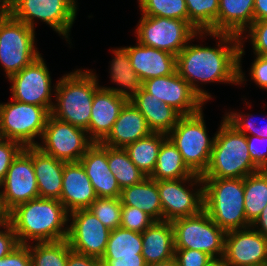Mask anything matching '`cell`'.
<instances>
[{"label": "cell", "instance_id": "f1b7e54d", "mask_svg": "<svg viewBox=\"0 0 267 266\" xmlns=\"http://www.w3.org/2000/svg\"><path fill=\"white\" fill-rule=\"evenodd\" d=\"M122 205L139 208L154 221H163V209L157 181L146 177L142 182L121 190Z\"/></svg>", "mask_w": 267, "mask_h": 266}, {"label": "cell", "instance_id": "484cf974", "mask_svg": "<svg viewBox=\"0 0 267 266\" xmlns=\"http://www.w3.org/2000/svg\"><path fill=\"white\" fill-rule=\"evenodd\" d=\"M142 234V256L146 264L174 258V231L170 221H154Z\"/></svg>", "mask_w": 267, "mask_h": 266}, {"label": "cell", "instance_id": "6da1fadb", "mask_svg": "<svg viewBox=\"0 0 267 266\" xmlns=\"http://www.w3.org/2000/svg\"><path fill=\"white\" fill-rule=\"evenodd\" d=\"M206 36L216 39V47L192 44L194 39L204 42ZM190 42L176 56V71L206 103L213 99L211 93L203 89V84L239 85V36L198 32Z\"/></svg>", "mask_w": 267, "mask_h": 266}, {"label": "cell", "instance_id": "30bf717a", "mask_svg": "<svg viewBox=\"0 0 267 266\" xmlns=\"http://www.w3.org/2000/svg\"><path fill=\"white\" fill-rule=\"evenodd\" d=\"M175 249L203 251L212 258L224 256L226 232L202 210L199 214L171 221Z\"/></svg>", "mask_w": 267, "mask_h": 266}, {"label": "cell", "instance_id": "52a82bcc", "mask_svg": "<svg viewBox=\"0 0 267 266\" xmlns=\"http://www.w3.org/2000/svg\"><path fill=\"white\" fill-rule=\"evenodd\" d=\"M77 0H12L10 15L35 30L40 20L72 45L70 33L77 19Z\"/></svg>", "mask_w": 267, "mask_h": 266}, {"label": "cell", "instance_id": "5bb4252c", "mask_svg": "<svg viewBox=\"0 0 267 266\" xmlns=\"http://www.w3.org/2000/svg\"><path fill=\"white\" fill-rule=\"evenodd\" d=\"M44 60L40 55L20 72L10 76L8 81L13 100L44 107L50 113L56 84L52 86L51 74Z\"/></svg>", "mask_w": 267, "mask_h": 266}, {"label": "cell", "instance_id": "44dd1931", "mask_svg": "<svg viewBox=\"0 0 267 266\" xmlns=\"http://www.w3.org/2000/svg\"><path fill=\"white\" fill-rule=\"evenodd\" d=\"M98 197L80 162H65L62 178V192L59 201L70 214L88 209Z\"/></svg>", "mask_w": 267, "mask_h": 266}, {"label": "cell", "instance_id": "db71d44e", "mask_svg": "<svg viewBox=\"0 0 267 266\" xmlns=\"http://www.w3.org/2000/svg\"><path fill=\"white\" fill-rule=\"evenodd\" d=\"M206 266H229L223 257L213 258Z\"/></svg>", "mask_w": 267, "mask_h": 266}, {"label": "cell", "instance_id": "7a4b0ae2", "mask_svg": "<svg viewBox=\"0 0 267 266\" xmlns=\"http://www.w3.org/2000/svg\"><path fill=\"white\" fill-rule=\"evenodd\" d=\"M19 244L67 239L69 213L58 199L35 198L7 214Z\"/></svg>", "mask_w": 267, "mask_h": 266}, {"label": "cell", "instance_id": "b9f144b4", "mask_svg": "<svg viewBox=\"0 0 267 266\" xmlns=\"http://www.w3.org/2000/svg\"><path fill=\"white\" fill-rule=\"evenodd\" d=\"M23 149L16 141L0 138V184L4 181L13 160Z\"/></svg>", "mask_w": 267, "mask_h": 266}, {"label": "cell", "instance_id": "681fc988", "mask_svg": "<svg viewBox=\"0 0 267 266\" xmlns=\"http://www.w3.org/2000/svg\"><path fill=\"white\" fill-rule=\"evenodd\" d=\"M103 266H147L144 257H116V260H101Z\"/></svg>", "mask_w": 267, "mask_h": 266}, {"label": "cell", "instance_id": "4dcf8cb0", "mask_svg": "<svg viewBox=\"0 0 267 266\" xmlns=\"http://www.w3.org/2000/svg\"><path fill=\"white\" fill-rule=\"evenodd\" d=\"M167 134L152 132L148 136L128 144L124 149L128 152L131 161L147 176L154 171L157 157Z\"/></svg>", "mask_w": 267, "mask_h": 266}, {"label": "cell", "instance_id": "e575fe53", "mask_svg": "<svg viewBox=\"0 0 267 266\" xmlns=\"http://www.w3.org/2000/svg\"><path fill=\"white\" fill-rule=\"evenodd\" d=\"M31 266H67L72 251L67 239L29 244Z\"/></svg>", "mask_w": 267, "mask_h": 266}, {"label": "cell", "instance_id": "11a10c76", "mask_svg": "<svg viewBox=\"0 0 267 266\" xmlns=\"http://www.w3.org/2000/svg\"><path fill=\"white\" fill-rule=\"evenodd\" d=\"M147 266H177V265H176L175 259L173 258V259H170L164 262L151 263V264H148Z\"/></svg>", "mask_w": 267, "mask_h": 266}, {"label": "cell", "instance_id": "5b68a950", "mask_svg": "<svg viewBox=\"0 0 267 266\" xmlns=\"http://www.w3.org/2000/svg\"><path fill=\"white\" fill-rule=\"evenodd\" d=\"M204 211L225 232L251 227L244 209V178H202Z\"/></svg>", "mask_w": 267, "mask_h": 266}, {"label": "cell", "instance_id": "ffe728a7", "mask_svg": "<svg viewBox=\"0 0 267 266\" xmlns=\"http://www.w3.org/2000/svg\"><path fill=\"white\" fill-rule=\"evenodd\" d=\"M128 99L100 87L93 96L91 118L86 130L93 142H102L111 132Z\"/></svg>", "mask_w": 267, "mask_h": 266}, {"label": "cell", "instance_id": "ac0fdd59", "mask_svg": "<svg viewBox=\"0 0 267 266\" xmlns=\"http://www.w3.org/2000/svg\"><path fill=\"white\" fill-rule=\"evenodd\" d=\"M223 258L229 266L267 264V237L252 227L227 231Z\"/></svg>", "mask_w": 267, "mask_h": 266}, {"label": "cell", "instance_id": "f6af8a7d", "mask_svg": "<svg viewBox=\"0 0 267 266\" xmlns=\"http://www.w3.org/2000/svg\"><path fill=\"white\" fill-rule=\"evenodd\" d=\"M19 242L11 223L6 219L0 223V259L13 251Z\"/></svg>", "mask_w": 267, "mask_h": 266}, {"label": "cell", "instance_id": "f35d334b", "mask_svg": "<svg viewBox=\"0 0 267 266\" xmlns=\"http://www.w3.org/2000/svg\"><path fill=\"white\" fill-rule=\"evenodd\" d=\"M121 209L122 203L120 197L97 198L88 208L109 230L120 227Z\"/></svg>", "mask_w": 267, "mask_h": 266}, {"label": "cell", "instance_id": "c3c4849f", "mask_svg": "<svg viewBox=\"0 0 267 266\" xmlns=\"http://www.w3.org/2000/svg\"><path fill=\"white\" fill-rule=\"evenodd\" d=\"M67 266H103L100 258L74 252L69 253Z\"/></svg>", "mask_w": 267, "mask_h": 266}, {"label": "cell", "instance_id": "bcb514c9", "mask_svg": "<svg viewBox=\"0 0 267 266\" xmlns=\"http://www.w3.org/2000/svg\"><path fill=\"white\" fill-rule=\"evenodd\" d=\"M0 266H31L29 244H19L8 255L0 259Z\"/></svg>", "mask_w": 267, "mask_h": 266}, {"label": "cell", "instance_id": "7402d4cb", "mask_svg": "<svg viewBox=\"0 0 267 266\" xmlns=\"http://www.w3.org/2000/svg\"><path fill=\"white\" fill-rule=\"evenodd\" d=\"M127 47L131 65L141 82L176 72V56L137 41L135 46Z\"/></svg>", "mask_w": 267, "mask_h": 266}, {"label": "cell", "instance_id": "6f0895ef", "mask_svg": "<svg viewBox=\"0 0 267 266\" xmlns=\"http://www.w3.org/2000/svg\"><path fill=\"white\" fill-rule=\"evenodd\" d=\"M254 266H267V264L254 265Z\"/></svg>", "mask_w": 267, "mask_h": 266}, {"label": "cell", "instance_id": "60d3db41", "mask_svg": "<svg viewBox=\"0 0 267 266\" xmlns=\"http://www.w3.org/2000/svg\"><path fill=\"white\" fill-rule=\"evenodd\" d=\"M120 227L143 233L154 220L139 208L122 205Z\"/></svg>", "mask_w": 267, "mask_h": 266}, {"label": "cell", "instance_id": "cb8c5ba5", "mask_svg": "<svg viewBox=\"0 0 267 266\" xmlns=\"http://www.w3.org/2000/svg\"><path fill=\"white\" fill-rule=\"evenodd\" d=\"M32 157L40 198L60 199L65 161L42 152L38 147H24Z\"/></svg>", "mask_w": 267, "mask_h": 266}, {"label": "cell", "instance_id": "83f0119b", "mask_svg": "<svg viewBox=\"0 0 267 266\" xmlns=\"http://www.w3.org/2000/svg\"><path fill=\"white\" fill-rule=\"evenodd\" d=\"M111 51L112 54H114V57L112 58V61H109V78H111L112 84H116L117 87H101L130 100L142 87V82L131 65V60L128 55V47H116V49H112Z\"/></svg>", "mask_w": 267, "mask_h": 266}, {"label": "cell", "instance_id": "7c38bea8", "mask_svg": "<svg viewBox=\"0 0 267 266\" xmlns=\"http://www.w3.org/2000/svg\"><path fill=\"white\" fill-rule=\"evenodd\" d=\"M156 181L164 221L171 222L178 218L197 215L204 210L201 175L194 174L184 179Z\"/></svg>", "mask_w": 267, "mask_h": 266}, {"label": "cell", "instance_id": "f546056e", "mask_svg": "<svg viewBox=\"0 0 267 266\" xmlns=\"http://www.w3.org/2000/svg\"><path fill=\"white\" fill-rule=\"evenodd\" d=\"M194 173L183 162L181 153L167 138L161 145L151 179L178 180L193 176Z\"/></svg>", "mask_w": 267, "mask_h": 266}, {"label": "cell", "instance_id": "8d00e7d4", "mask_svg": "<svg viewBox=\"0 0 267 266\" xmlns=\"http://www.w3.org/2000/svg\"><path fill=\"white\" fill-rule=\"evenodd\" d=\"M244 34V35H243ZM240 38V49H239V85L247 82L246 74L242 70L243 56L245 55V42L249 40L252 45L253 54L266 56L267 55V19L261 21H254L252 25L243 33ZM247 34V35H246ZM246 81V82H245Z\"/></svg>", "mask_w": 267, "mask_h": 266}, {"label": "cell", "instance_id": "7bdbcfd3", "mask_svg": "<svg viewBox=\"0 0 267 266\" xmlns=\"http://www.w3.org/2000/svg\"><path fill=\"white\" fill-rule=\"evenodd\" d=\"M246 138L253 163L260 170H267V137L247 135Z\"/></svg>", "mask_w": 267, "mask_h": 266}, {"label": "cell", "instance_id": "277c9868", "mask_svg": "<svg viewBox=\"0 0 267 266\" xmlns=\"http://www.w3.org/2000/svg\"><path fill=\"white\" fill-rule=\"evenodd\" d=\"M213 149L202 178H245L260 169L253 163L246 135L222 117Z\"/></svg>", "mask_w": 267, "mask_h": 266}, {"label": "cell", "instance_id": "816d5d0a", "mask_svg": "<svg viewBox=\"0 0 267 266\" xmlns=\"http://www.w3.org/2000/svg\"><path fill=\"white\" fill-rule=\"evenodd\" d=\"M267 19V0H254V21Z\"/></svg>", "mask_w": 267, "mask_h": 266}, {"label": "cell", "instance_id": "ab89813d", "mask_svg": "<svg viewBox=\"0 0 267 266\" xmlns=\"http://www.w3.org/2000/svg\"><path fill=\"white\" fill-rule=\"evenodd\" d=\"M225 119L233 125L239 132L247 135H253L258 137H267V122L264 125L258 124L252 114L228 111L224 114ZM256 118V117H255ZM255 120V121H253Z\"/></svg>", "mask_w": 267, "mask_h": 266}, {"label": "cell", "instance_id": "603a6c76", "mask_svg": "<svg viewBox=\"0 0 267 266\" xmlns=\"http://www.w3.org/2000/svg\"><path fill=\"white\" fill-rule=\"evenodd\" d=\"M150 133L152 131L149 129L145 117L128 100L121 109L111 132L101 143L112 148H125L128 144L146 137Z\"/></svg>", "mask_w": 267, "mask_h": 266}, {"label": "cell", "instance_id": "d6986e66", "mask_svg": "<svg viewBox=\"0 0 267 266\" xmlns=\"http://www.w3.org/2000/svg\"><path fill=\"white\" fill-rule=\"evenodd\" d=\"M98 198L120 197L121 189L108 167V146L94 142L79 161Z\"/></svg>", "mask_w": 267, "mask_h": 266}, {"label": "cell", "instance_id": "ee69618b", "mask_svg": "<svg viewBox=\"0 0 267 266\" xmlns=\"http://www.w3.org/2000/svg\"><path fill=\"white\" fill-rule=\"evenodd\" d=\"M174 259L177 266H206L213 258L203 251L175 249Z\"/></svg>", "mask_w": 267, "mask_h": 266}, {"label": "cell", "instance_id": "9f6ffc18", "mask_svg": "<svg viewBox=\"0 0 267 266\" xmlns=\"http://www.w3.org/2000/svg\"><path fill=\"white\" fill-rule=\"evenodd\" d=\"M7 219V214L3 211L0 203V223Z\"/></svg>", "mask_w": 267, "mask_h": 266}, {"label": "cell", "instance_id": "ba28073f", "mask_svg": "<svg viewBox=\"0 0 267 266\" xmlns=\"http://www.w3.org/2000/svg\"><path fill=\"white\" fill-rule=\"evenodd\" d=\"M35 30L11 15L0 17V65L9 78L42 55Z\"/></svg>", "mask_w": 267, "mask_h": 266}, {"label": "cell", "instance_id": "d590c367", "mask_svg": "<svg viewBox=\"0 0 267 266\" xmlns=\"http://www.w3.org/2000/svg\"><path fill=\"white\" fill-rule=\"evenodd\" d=\"M188 22L198 32L216 33L219 0H185Z\"/></svg>", "mask_w": 267, "mask_h": 266}, {"label": "cell", "instance_id": "4316f807", "mask_svg": "<svg viewBox=\"0 0 267 266\" xmlns=\"http://www.w3.org/2000/svg\"><path fill=\"white\" fill-rule=\"evenodd\" d=\"M254 22V0H219L216 33L241 36Z\"/></svg>", "mask_w": 267, "mask_h": 266}, {"label": "cell", "instance_id": "9c48e42d", "mask_svg": "<svg viewBox=\"0 0 267 266\" xmlns=\"http://www.w3.org/2000/svg\"><path fill=\"white\" fill-rule=\"evenodd\" d=\"M10 100L0 103L1 138L16 141L23 147L37 146L50 113L41 106L19 102L12 98Z\"/></svg>", "mask_w": 267, "mask_h": 266}, {"label": "cell", "instance_id": "836d02e7", "mask_svg": "<svg viewBox=\"0 0 267 266\" xmlns=\"http://www.w3.org/2000/svg\"><path fill=\"white\" fill-rule=\"evenodd\" d=\"M108 167L122 190L142 182L147 176L131 161L124 148L108 146Z\"/></svg>", "mask_w": 267, "mask_h": 266}, {"label": "cell", "instance_id": "4fadbf2b", "mask_svg": "<svg viewBox=\"0 0 267 266\" xmlns=\"http://www.w3.org/2000/svg\"><path fill=\"white\" fill-rule=\"evenodd\" d=\"M40 141L36 147L45 154L65 162H79L94 143L84 129L51 115L47 118Z\"/></svg>", "mask_w": 267, "mask_h": 266}, {"label": "cell", "instance_id": "d6a6232c", "mask_svg": "<svg viewBox=\"0 0 267 266\" xmlns=\"http://www.w3.org/2000/svg\"><path fill=\"white\" fill-rule=\"evenodd\" d=\"M142 250L141 233L118 227L110 231L101 260H116V257H143Z\"/></svg>", "mask_w": 267, "mask_h": 266}, {"label": "cell", "instance_id": "9a60e30c", "mask_svg": "<svg viewBox=\"0 0 267 266\" xmlns=\"http://www.w3.org/2000/svg\"><path fill=\"white\" fill-rule=\"evenodd\" d=\"M38 184L32 157L23 149L10 165L0 184V203L8 214L17 205L38 198Z\"/></svg>", "mask_w": 267, "mask_h": 266}, {"label": "cell", "instance_id": "8fae6325", "mask_svg": "<svg viewBox=\"0 0 267 266\" xmlns=\"http://www.w3.org/2000/svg\"><path fill=\"white\" fill-rule=\"evenodd\" d=\"M198 31L185 20L141 15L135 28L137 42L177 56Z\"/></svg>", "mask_w": 267, "mask_h": 266}, {"label": "cell", "instance_id": "74e56055", "mask_svg": "<svg viewBox=\"0 0 267 266\" xmlns=\"http://www.w3.org/2000/svg\"><path fill=\"white\" fill-rule=\"evenodd\" d=\"M141 15L188 21L185 0H137Z\"/></svg>", "mask_w": 267, "mask_h": 266}, {"label": "cell", "instance_id": "f907efd6", "mask_svg": "<svg viewBox=\"0 0 267 266\" xmlns=\"http://www.w3.org/2000/svg\"><path fill=\"white\" fill-rule=\"evenodd\" d=\"M251 227L261 233L264 237H267V205L261 211L260 215L254 221Z\"/></svg>", "mask_w": 267, "mask_h": 266}, {"label": "cell", "instance_id": "f5cc1de1", "mask_svg": "<svg viewBox=\"0 0 267 266\" xmlns=\"http://www.w3.org/2000/svg\"><path fill=\"white\" fill-rule=\"evenodd\" d=\"M12 8V0H0V17L10 15Z\"/></svg>", "mask_w": 267, "mask_h": 266}, {"label": "cell", "instance_id": "1f68e13d", "mask_svg": "<svg viewBox=\"0 0 267 266\" xmlns=\"http://www.w3.org/2000/svg\"><path fill=\"white\" fill-rule=\"evenodd\" d=\"M267 205V170H259L244 178V209L252 225Z\"/></svg>", "mask_w": 267, "mask_h": 266}, {"label": "cell", "instance_id": "3957f363", "mask_svg": "<svg viewBox=\"0 0 267 266\" xmlns=\"http://www.w3.org/2000/svg\"><path fill=\"white\" fill-rule=\"evenodd\" d=\"M98 77L92 69H74L64 74L56 82L55 101L50 115L86 131L91 118L93 96L101 87Z\"/></svg>", "mask_w": 267, "mask_h": 266}, {"label": "cell", "instance_id": "8992f818", "mask_svg": "<svg viewBox=\"0 0 267 266\" xmlns=\"http://www.w3.org/2000/svg\"><path fill=\"white\" fill-rule=\"evenodd\" d=\"M204 109L196 114L182 116L167 138L181 153L183 162L194 173L202 175L209 164L215 134L208 135Z\"/></svg>", "mask_w": 267, "mask_h": 266}, {"label": "cell", "instance_id": "2e32d148", "mask_svg": "<svg viewBox=\"0 0 267 266\" xmlns=\"http://www.w3.org/2000/svg\"><path fill=\"white\" fill-rule=\"evenodd\" d=\"M67 241L74 252L102 258L110 231L88 209L69 214Z\"/></svg>", "mask_w": 267, "mask_h": 266}, {"label": "cell", "instance_id": "e0dca14e", "mask_svg": "<svg viewBox=\"0 0 267 266\" xmlns=\"http://www.w3.org/2000/svg\"><path fill=\"white\" fill-rule=\"evenodd\" d=\"M142 87L182 116L196 114L207 104L177 71L171 75L147 79L142 82Z\"/></svg>", "mask_w": 267, "mask_h": 266}, {"label": "cell", "instance_id": "7dc6e473", "mask_svg": "<svg viewBox=\"0 0 267 266\" xmlns=\"http://www.w3.org/2000/svg\"><path fill=\"white\" fill-rule=\"evenodd\" d=\"M250 67V81L267 91V59L264 56L254 55V61Z\"/></svg>", "mask_w": 267, "mask_h": 266}, {"label": "cell", "instance_id": "d4e9b609", "mask_svg": "<svg viewBox=\"0 0 267 266\" xmlns=\"http://www.w3.org/2000/svg\"><path fill=\"white\" fill-rule=\"evenodd\" d=\"M132 104L145 117L152 132L168 134L182 115L174 108L154 98L143 87L130 99Z\"/></svg>", "mask_w": 267, "mask_h": 266}]
</instances>
